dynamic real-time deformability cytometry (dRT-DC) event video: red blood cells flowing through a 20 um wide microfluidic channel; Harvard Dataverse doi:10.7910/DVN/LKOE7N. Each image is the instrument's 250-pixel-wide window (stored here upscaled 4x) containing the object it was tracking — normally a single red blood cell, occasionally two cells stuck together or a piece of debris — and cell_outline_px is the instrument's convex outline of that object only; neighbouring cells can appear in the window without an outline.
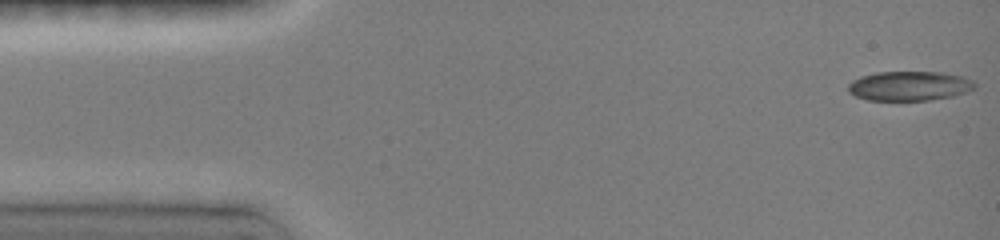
{"species": "common noctule bat (a hibernating species)", "species_latin": "Nyctalus noctula", "temperature_condition": "room temperature", "stored_images_in_passage": 40, "camera_frame_rate_fps": 3000, "um_per_image_px": 0.085, "animal": {"sex": "female", "body_mass_g": 19.0, "forearm_length_mm": 51.5}, "frame": {"image": 1, "passage_image": 1, "time_ms": 0.0, "image_size_px": [1000, 240], "cell_outline_px": [[976, 88], [952, 96], [928, 100], [868, 100], [856, 96], [848, 92], [848, 84], [852, 80], [860, 76], [876, 72], [940, 72], [964, 76], [972, 80], [976, 84]], "centroid_in_image_um": [77.28, 7.3], "position_along_channel_um": 7.7, "area_um2": 21.79}}
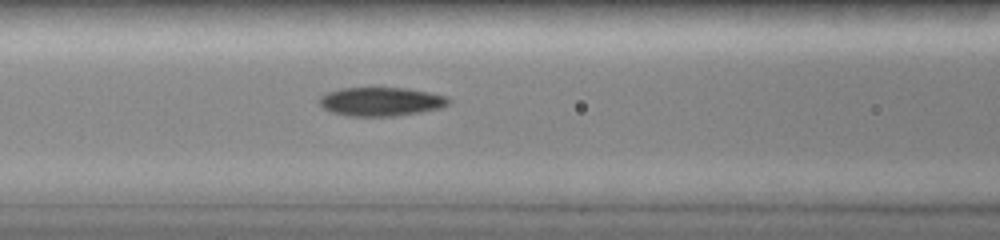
{"frame": {"image": 2, "passage_image": 16, "time_ms": 6.0, "image_size_px": [1000, 240], "cell_outline_px": [[448, 104], [440, 108], [420, 112], [396, 116], [348, 116], [332, 112], [324, 108], [320, 104], [320, 96], [328, 92], [344, 88], [404, 88], [428, 92], [444, 96], [448, 100]], "centroid_in_image_um": [32.35, 8.64], "position_along_channel_um": 134.2, "area_um2": 21.33}}
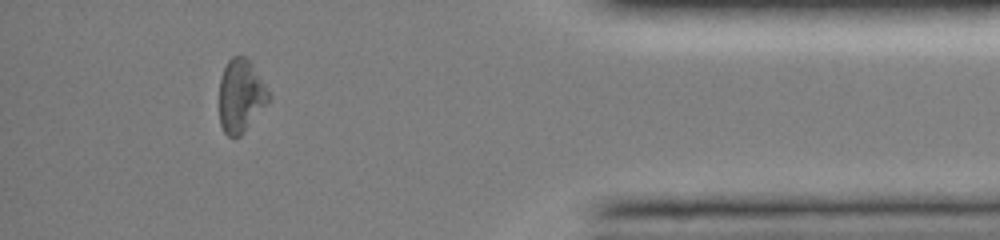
{"frame": {"image": 3, "passage_image": 36, "time_ms": 13.667, "image_size_px": [1000, 240], "cell_outline_px": [[272, 96], [244, 132], [240, 136], [228, 136], [224, 132], [220, 124], [220, 76], [228, 60], [232, 56], [244, 56], [248, 60]], "centroid_in_image_um": [20.45, 8.15], "position_along_channel_um": 414.8, "area_um2": 20.63}}